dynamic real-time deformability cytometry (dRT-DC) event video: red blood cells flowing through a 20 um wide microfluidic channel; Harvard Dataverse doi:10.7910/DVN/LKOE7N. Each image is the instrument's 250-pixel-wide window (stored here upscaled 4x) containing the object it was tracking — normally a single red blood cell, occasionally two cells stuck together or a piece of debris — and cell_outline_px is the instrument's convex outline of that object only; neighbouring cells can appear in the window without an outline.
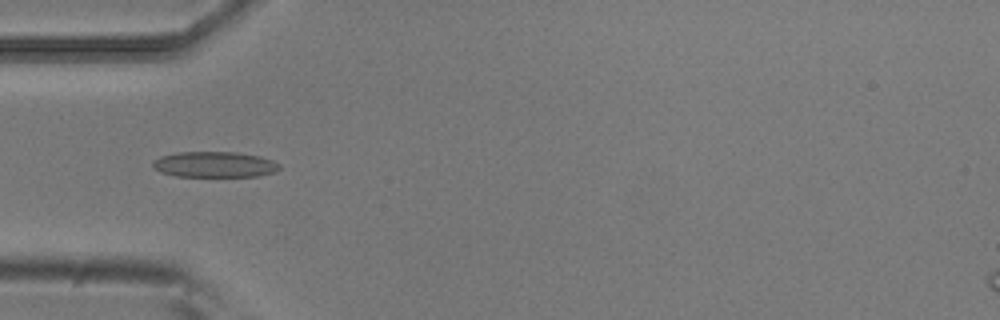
{"species": "common noctule bat (a hibernating species)", "species_latin": "Nyctalus noctula", "temperature_condition": "room temperature", "stored_images_in_passage": 8, "camera_frame_rate_fps": 3000, "um_per_image_px": 0.085, "animal": {"sex": "male", "body_mass_g": 20.5, "forearm_length_mm": 52.5}, "frame": {"image": 1, "passage_image": 4, "time_ms": 1.0, "image_size_px": [1000, 320], "cell_outline_px": [[280, 168], [276, 172], [256, 176], [176, 176], [160, 172], [152, 168], [152, 160], [160, 156], [176, 152], [236, 152], [260, 156], [272, 160], [280, 164]], "centroid_in_image_um": [18.21, 13.97], "position_along_channel_um": 66.8, "area_um2": 19.13}}
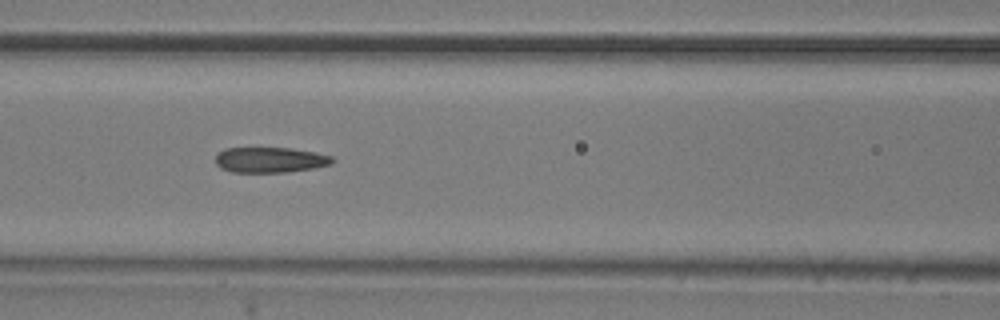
{"frame": {"image": 2, "passage_image": 6, "time_ms": 1.667, "image_size_px": [1000, 320], "cell_outline_px": [[336, 160], [332, 164], [316, 168], [288, 172], [232, 172], [220, 168], [216, 164], [216, 152], [224, 148], [292, 148], [316, 152], [332, 156]], "centroid_in_image_um": [22.98, 13.59], "position_along_channel_um": 143.6, "area_um2": 17.63}}
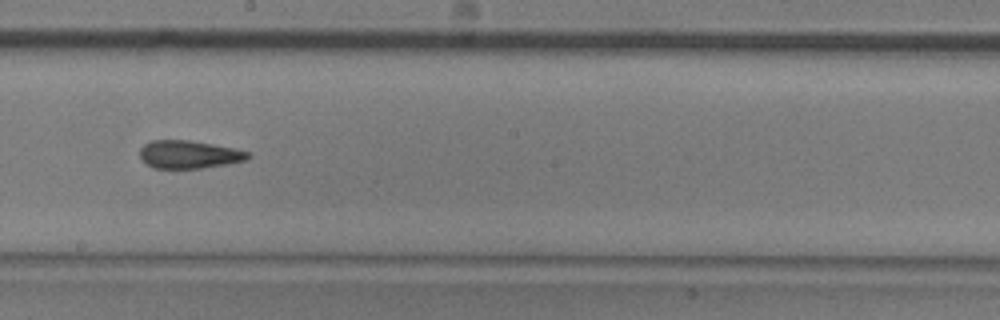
{"frame": {"image": 3, "passage_image": 8, "time_ms": 2.333, "image_size_px": [1000, 320], "cell_outline_px": [[252, 156], [248, 160], [228, 164], [200, 168], [152, 168], [140, 160], [140, 148], [144, 144], [152, 140], [188, 140], [212, 144], [232, 148], [248, 152]], "centroid_in_image_um": [16.04, 13.13], "position_along_channel_um": 232.2, "area_um2": 17.69}}